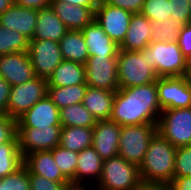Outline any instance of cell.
Wrapping results in <instances>:
<instances>
[{"mask_svg":"<svg viewBox=\"0 0 191 190\" xmlns=\"http://www.w3.org/2000/svg\"><path fill=\"white\" fill-rule=\"evenodd\" d=\"M102 166L103 160L92 146L83 149L78 153L75 181L94 187L101 177Z\"/></svg>","mask_w":191,"mask_h":190,"instance_id":"cell-23","label":"cell"},{"mask_svg":"<svg viewBox=\"0 0 191 190\" xmlns=\"http://www.w3.org/2000/svg\"><path fill=\"white\" fill-rule=\"evenodd\" d=\"M52 0H16L14 3L24 8L40 10L51 6Z\"/></svg>","mask_w":191,"mask_h":190,"instance_id":"cell-44","label":"cell"},{"mask_svg":"<svg viewBox=\"0 0 191 190\" xmlns=\"http://www.w3.org/2000/svg\"><path fill=\"white\" fill-rule=\"evenodd\" d=\"M37 24V10L24 8L13 3L3 14L0 15V26L16 30L24 35L29 41Z\"/></svg>","mask_w":191,"mask_h":190,"instance_id":"cell-17","label":"cell"},{"mask_svg":"<svg viewBox=\"0 0 191 190\" xmlns=\"http://www.w3.org/2000/svg\"><path fill=\"white\" fill-rule=\"evenodd\" d=\"M24 162L19 150L18 141L0 144V178L15 172Z\"/></svg>","mask_w":191,"mask_h":190,"instance_id":"cell-30","label":"cell"},{"mask_svg":"<svg viewBox=\"0 0 191 190\" xmlns=\"http://www.w3.org/2000/svg\"><path fill=\"white\" fill-rule=\"evenodd\" d=\"M121 125L111 120H97L93 127L92 147L107 160L118 156Z\"/></svg>","mask_w":191,"mask_h":190,"instance_id":"cell-16","label":"cell"},{"mask_svg":"<svg viewBox=\"0 0 191 190\" xmlns=\"http://www.w3.org/2000/svg\"><path fill=\"white\" fill-rule=\"evenodd\" d=\"M47 80L36 76L24 84L11 87L8 100V116L19 118L47 95Z\"/></svg>","mask_w":191,"mask_h":190,"instance_id":"cell-8","label":"cell"},{"mask_svg":"<svg viewBox=\"0 0 191 190\" xmlns=\"http://www.w3.org/2000/svg\"><path fill=\"white\" fill-rule=\"evenodd\" d=\"M117 64L119 88L146 85L158 79L150 65L147 47L141 51L119 50Z\"/></svg>","mask_w":191,"mask_h":190,"instance_id":"cell-3","label":"cell"},{"mask_svg":"<svg viewBox=\"0 0 191 190\" xmlns=\"http://www.w3.org/2000/svg\"><path fill=\"white\" fill-rule=\"evenodd\" d=\"M86 84L117 91L119 89L117 56H92L85 63Z\"/></svg>","mask_w":191,"mask_h":190,"instance_id":"cell-10","label":"cell"},{"mask_svg":"<svg viewBox=\"0 0 191 190\" xmlns=\"http://www.w3.org/2000/svg\"><path fill=\"white\" fill-rule=\"evenodd\" d=\"M156 86L161 110L191 107V86L185 76L158 77Z\"/></svg>","mask_w":191,"mask_h":190,"instance_id":"cell-11","label":"cell"},{"mask_svg":"<svg viewBox=\"0 0 191 190\" xmlns=\"http://www.w3.org/2000/svg\"><path fill=\"white\" fill-rule=\"evenodd\" d=\"M162 110L156 82L116 91L110 120L121 126L156 124Z\"/></svg>","mask_w":191,"mask_h":190,"instance_id":"cell-1","label":"cell"},{"mask_svg":"<svg viewBox=\"0 0 191 190\" xmlns=\"http://www.w3.org/2000/svg\"><path fill=\"white\" fill-rule=\"evenodd\" d=\"M141 180L136 164L116 156L103 161L101 177L93 190H132Z\"/></svg>","mask_w":191,"mask_h":190,"instance_id":"cell-4","label":"cell"},{"mask_svg":"<svg viewBox=\"0 0 191 190\" xmlns=\"http://www.w3.org/2000/svg\"><path fill=\"white\" fill-rule=\"evenodd\" d=\"M152 22L141 13H133L119 50L141 51L152 42Z\"/></svg>","mask_w":191,"mask_h":190,"instance_id":"cell-18","label":"cell"},{"mask_svg":"<svg viewBox=\"0 0 191 190\" xmlns=\"http://www.w3.org/2000/svg\"><path fill=\"white\" fill-rule=\"evenodd\" d=\"M106 4L128 10L132 13H140L145 0H102Z\"/></svg>","mask_w":191,"mask_h":190,"instance_id":"cell-41","label":"cell"},{"mask_svg":"<svg viewBox=\"0 0 191 190\" xmlns=\"http://www.w3.org/2000/svg\"><path fill=\"white\" fill-rule=\"evenodd\" d=\"M31 190H61L63 183L55 182L40 175L29 174Z\"/></svg>","mask_w":191,"mask_h":190,"instance_id":"cell-39","label":"cell"},{"mask_svg":"<svg viewBox=\"0 0 191 190\" xmlns=\"http://www.w3.org/2000/svg\"><path fill=\"white\" fill-rule=\"evenodd\" d=\"M88 186H91V185H88V184L86 185V183L68 180L67 182L63 183L61 190H92L93 189V187L88 188Z\"/></svg>","mask_w":191,"mask_h":190,"instance_id":"cell-47","label":"cell"},{"mask_svg":"<svg viewBox=\"0 0 191 190\" xmlns=\"http://www.w3.org/2000/svg\"><path fill=\"white\" fill-rule=\"evenodd\" d=\"M156 132V124L121 126L118 156L139 167Z\"/></svg>","mask_w":191,"mask_h":190,"instance_id":"cell-6","label":"cell"},{"mask_svg":"<svg viewBox=\"0 0 191 190\" xmlns=\"http://www.w3.org/2000/svg\"><path fill=\"white\" fill-rule=\"evenodd\" d=\"M151 22L165 21L171 15L169 0H145L140 11Z\"/></svg>","mask_w":191,"mask_h":190,"instance_id":"cell-34","label":"cell"},{"mask_svg":"<svg viewBox=\"0 0 191 190\" xmlns=\"http://www.w3.org/2000/svg\"><path fill=\"white\" fill-rule=\"evenodd\" d=\"M150 65L158 77L185 76L188 60L182 54L177 41L155 42L148 46Z\"/></svg>","mask_w":191,"mask_h":190,"instance_id":"cell-5","label":"cell"},{"mask_svg":"<svg viewBox=\"0 0 191 190\" xmlns=\"http://www.w3.org/2000/svg\"><path fill=\"white\" fill-rule=\"evenodd\" d=\"M52 1H63L72 5L89 7L94 12L100 0H52Z\"/></svg>","mask_w":191,"mask_h":190,"instance_id":"cell-46","label":"cell"},{"mask_svg":"<svg viewBox=\"0 0 191 190\" xmlns=\"http://www.w3.org/2000/svg\"><path fill=\"white\" fill-rule=\"evenodd\" d=\"M89 57L117 56L119 46L106 34L103 28L93 19L81 30Z\"/></svg>","mask_w":191,"mask_h":190,"instance_id":"cell-19","label":"cell"},{"mask_svg":"<svg viewBox=\"0 0 191 190\" xmlns=\"http://www.w3.org/2000/svg\"><path fill=\"white\" fill-rule=\"evenodd\" d=\"M170 185L162 181L141 180L132 190H168Z\"/></svg>","mask_w":191,"mask_h":190,"instance_id":"cell-43","label":"cell"},{"mask_svg":"<svg viewBox=\"0 0 191 190\" xmlns=\"http://www.w3.org/2000/svg\"><path fill=\"white\" fill-rule=\"evenodd\" d=\"M169 185L173 190H191V176L174 177Z\"/></svg>","mask_w":191,"mask_h":190,"instance_id":"cell-45","label":"cell"},{"mask_svg":"<svg viewBox=\"0 0 191 190\" xmlns=\"http://www.w3.org/2000/svg\"><path fill=\"white\" fill-rule=\"evenodd\" d=\"M48 87H68L86 84L85 65L63 60L47 79Z\"/></svg>","mask_w":191,"mask_h":190,"instance_id":"cell-25","label":"cell"},{"mask_svg":"<svg viewBox=\"0 0 191 190\" xmlns=\"http://www.w3.org/2000/svg\"><path fill=\"white\" fill-rule=\"evenodd\" d=\"M93 144V128L62 127L60 146L68 150L80 152Z\"/></svg>","mask_w":191,"mask_h":190,"instance_id":"cell-27","label":"cell"},{"mask_svg":"<svg viewBox=\"0 0 191 190\" xmlns=\"http://www.w3.org/2000/svg\"><path fill=\"white\" fill-rule=\"evenodd\" d=\"M17 120V128H51L61 126L60 110L46 95Z\"/></svg>","mask_w":191,"mask_h":190,"instance_id":"cell-14","label":"cell"},{"mask_svg":"<svg viewBox=\"0 0 191 190\" xmlns=\"http://www.w3.org/2000/svg\"><path fill=\"white\" fill-rule=\"evenodd\" d=\"M13 3V0H0V15L3 14Z\"/></svg>","mask_w":191,"mask_h":190,"instance_id":"cell-48","label":"cell"},{"mask_svg":"<svg viewBox=\"0 0 191 190\" xmlns=\"http://www.w3.org/2000/svg\"><path fill=\"white\" fill-rule=\"evenodd\" d=\"M116 91L88 86L82 104L96 120H110Z\"/></svg>","mask_w":191,"mask_h":190,"instance_id":"cell-24","label":"cell"},{"mask_svg":"<svg viewBox=\"0 0 191 190\" xmlns=\"http://www.w3.org/2000/svg\"><path fill=\"white\" fill-rule=\"evenodd\" d=\"M157 132L176 148L191 145V107L162 110Z\"/></svg>","mask_w":191,"mask_h":190,"instance_id":"cell-7","label":"cell"},{"mask_svg":"<svg viewBox=\"0 0 191 190\" xmlns=\"http://www.w3.org/2000/svg\"><path fill=\"white\" fill-rule=\"evenodd\" d=\"M62 126L17 128L19 150L23 158L34 151L52 150L60 145Z\"/></svg>","mask_w":191,"mask_h":190,"instance_id":"cell-13","label":"cell"},{"mask_svg":"<svg viewBox=\"0 0 191 190\" xmlns=\"http://www.w3.org/2000/svg\"><path fill=\"white\" fill-rule=\"evenodd\" d=\"M178 46L182 54L186 57L187 60L191 59V23L185 24L181 29L178 39Z\"/></svg>","mask_w":191,"mask_h":190,"instance_id":"cell-40","label":"cell"},{"mask_svg":"<svg viewBox=\"0 0 191 190\" xmlns=\"http://www.w3.org/2000/svg\"><path fill=\"white\" fill-rule=\"evenodd\" d=\"M54 161L59 167L61 173L67 180L75 181V171L77 168L78 152L68 150L64 147L56 146L50 150Z\"/></svg>","mask_w":191,"mask_h":190,"instance_id":"cell-33","label":"cell"},{"mask_svg":"<svg viewBox=\"0 0 191 190\" xmlns=\"http://www.w3.org/2000/svg\"><path fill=\"white\" fill-rule=\"evenodd\" d=\"M0 190H31L27 167L23 164L15 172L0 178Z\"/></svg>","mask_w":191,"mask_h":190,"instance_id":"cell-35","label":"cell"},{"mask_svg":"<svg viewBox=\"0 0 191 190\" xmlns=\"http://www.w3.org/2000/svg\"><path fill=\"white\" fill-rule=\"evenodd\" d=\"M11 85L0 77V115H8V100L10 96Z\"/></svg>","mask_w":191,"mask_h":190,"instance_id":"cell-42","label":"cell"},{"mask_svg":"<svg viewBox=\"0 0 191 190\" xmlns=\"http://www.w3.org/2000/svg\"><path fill=\"white\" fill-rule=\"evenodd\" d=\"M175 154L176 147L156 132L139 165L141 179L169 184L174 178Z\"/></svg>","mask_w":191,"mask_h":190,"instance_id":"cell-2","label":"cell"},{"mask_svg":"<svg viewBox=\"0 0 191 190\" xmlns=\"http://www.w3.org/2000/svg\"><path fill=\"white\" fill-rule=\"evenodd\" d=\"M170 1V17L179 19L185 24L191 23V15L189 10V0H169Z\"/></svg>","mask_w":191,"mask_h":190,"instance_id":"cell-38","label":"cell"},{"mask_svg":"<svg viewBox=\"0 0 191 190\" xmlns=\"http://www.w3.org/2000/svg\"><path fill=\"white\" fill-rule=\"evenodd\" d=\"M68 29L58 18L52 7L37 10V24L33 39L59 42Z\"/></svg>","mask_w":191,"mask_h":190,"instance_id":"cell-22","label":"cell"},{"mask_svg":"<svg viewBox=\"0 0 191 190\" xmlns=\"http://www.w3.org/2000/svg\"><path fill=\"white\" fill-rule=\"evenodd\" d=\"M0 77L10 85H20L36 77L27 51L0 56Z\"/></svg>","mask_w":191,"mask_h":190,"instance_id":"cell-15","label":"cell"},{"mask_svg":"<svg viewBox=\"0 0 191 190\" xmlns=\"http://www.w3.org/2000/svg\"><path fill=\"white\" fill-rule=\"evenodd\" d=\"M132 14L128 10L106 4L100 0L94 11V19L106 34L120 46L124 41Z\"/></svg>","mask_w":191,"mask_h":190,"instance_id":"cell-12","label":"cell"},{"mask_svg":"<svg viewBox=\"0 0 191 190\" xmlns=\"http://www.w3.org/2000/svg\"><path fill=\"white\" fill-rule=\"evenodd\" d=\"M185 23L179 19L169 17L165 21L152 22V41L175 42Z\"/></svg>","mask_w":191,"mask_h":190,"instance_id":"cell-31","label":"cell"},{"mask_svg":"<svg viewBox=\"0 0 191 190\" xmlns=\"http://www.w3.org/2000/svg\"><path fill=\"white\" fill-rule=\"evenodd\" d=\"M58 43L63 60L85 65L89 54L81 30H68Z\"/></svg>","mask_w":191,"mask_h":190,"instance_id":"cell-26","label":"cell"},{"mask_svg":"<svg viewBox=\"0 0 191 190\" xmlns=\"http://www.w3.org/2000/svg\"><path fill=\"white\" fill-rule=\"evenodd\" d=\"M60 122L62 127L93 128L97 120L82 103H77L60 109Z\"/></svg>","mask_w":191,"mask_h":190,"instance_id":"cell-29","label":"cell"},{"mask_svg":"<svg viewBox=\"0 0 191 190\" xmlns=\"http://www.w3.org/2000/svg\"><path fill=\"white\" fill-rule=\"evenodd\" d=\"M51 7L68 30H82L94 19V12L89 7L63 1H52Z\"/></svg>","mask_w":191,"mask_h":190,"instance_id":"cell-21","label":"cell"},{"mask_svg":"<svg viewBox=\"0 0 191 190\" xmlns=\"http://www.w3.org/2000/svg\"><path fill=\"white\" fill-rule=\"evenodd\" d=\"M23 164L27 167L29 174L40 175L55 182L68 181L55 163L50 150L34 151L27 154Z\"/></svg>","mask_w":191,"mask_h":190,"instance_id":"cell-20","label":"cell"},{"mask_svg":"<svg viewBox=\"0 0 191 190\" xmlns=\"http://www.w3.org/2000/svg\"><path fill=\"white\" fill-rule=\"evenodd\" d=\"M189 10H190V15H191V0H189Z\"/></svg>","mask_w":191,"mask_h":190,"instance_id":"cell-50","label":"cell"},{"mask_svg":"<svg viewBox=\"0 0 191 190\" xmlns=\"http://www.w3.org/2000/svg\"><path fill=\"white\" fill-rule=\"evenodd\" d=\"M18 141L17 120L8 115H0V144Z\"/></svg>","mask_w":191,"mask_h":190,"instance_id":"cell-37","label":"cell"},{"mask_svg":"<svg viewBox=\"0 0 191 190\" xmlns=\"http://www.w3.org/2000/svg\"><path fill=\"white\" fill-rule=\"evenodd\" d=\"M27 53L35 75L46 80L63 61L59 43L52 40H30Z\"/></svg>","mask_w":191,"mask_h":190,"instance_id":"cell-9","label":"cell"},{"mask_svg":"<svg viewBox=\"0 0 191 190\" xmlns=\"http://www.w3.org/2000/svg\"><path fill=\"white\" fill-rule=\"evenodd\" d=\"M87 87V84L68 87H47V95L60 110L65 106L82 103Z\"/></svg>","mask_w":191,"mask_h":190,"instance_id":"cell-28","label":"cell"},{"mask_svg":"<svg viewBox=\"0 0 191 190\" xmlns=\"http://www.w3.org/2000/svg\"><path fill=\"white\" fill-rule=\"evenodd\" d=\"M191 176V145L176 148L174 177Z\"/></svg>","mask_w":191,"mask_h":190,"instance_id":"cell-36","label":"cell"},{"mask_svg":"<svg viewBox=\"0 0 191 190\" xmlns=\"http://www.w3.org/2000/svg\"><path fill=\"white\" fill-rule=\"evenodd\" d=\"M185 77L191 86V59L188 60L187 72H186Z\"/></svg>","mask_w":191,"mask_h":190,"instance_id":"cell-49","label":"cell"},{"mask_svg":"<svg viewBox=\"0 0 191 190\" xmlns=\"http://www.w3.org/2000/svg\"><path fill=\"white\" fill-rule=\"evenodd\" d=\"M28 45L29 40L24 35L0 26V56L27 51Z\"/></svg>","mask_w":191,"mask_h":190,"instance_id":"cell-32","label":"cell"}]
</instances>
